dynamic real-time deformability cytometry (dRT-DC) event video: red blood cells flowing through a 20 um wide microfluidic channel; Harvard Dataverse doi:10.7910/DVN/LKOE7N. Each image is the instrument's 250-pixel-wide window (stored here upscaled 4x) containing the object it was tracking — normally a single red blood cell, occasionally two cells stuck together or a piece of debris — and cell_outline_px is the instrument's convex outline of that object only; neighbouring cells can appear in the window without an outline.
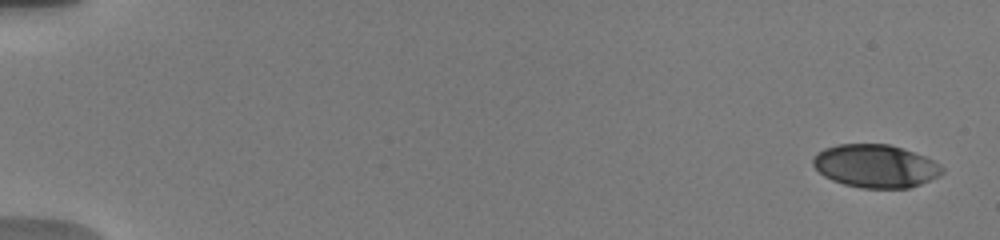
{"species": "human", "species_latin": "Homo sapiens", "temperature_condition": "warm", "stored_images_in_passage": 6, "camera_frame_rate_fps": 3000, "um_per_image_px": 0.085, "donor": {"sex": "male"}, "frame": {"image": 1, "passage_image": 1, "time_ms": 0.0, "image_size_px": [1000, 240], "cell_outline_px": [[944, 172], [920, 184], [908, 188], [860, 188], [844, 184], [832, 180], [824, 176], [812, 164], [812, 160], [816, 152], [824, 148], [840, 144], [888, 144], [924, 156], [940, 164], [944, 168]], "centroid_in_image_um": [74.38, 14.11], "position_along_channel_um": 10.6, "area_um2": 32.19}}
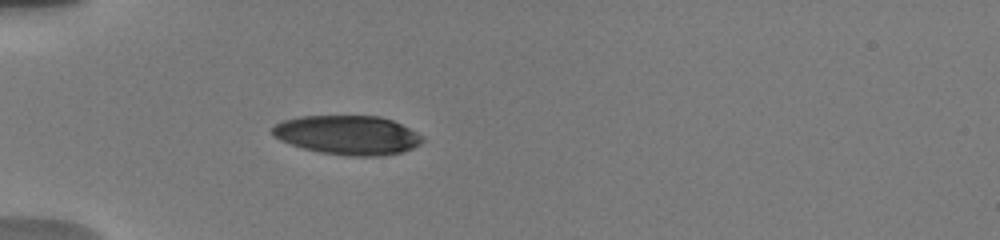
{"frame": {"image": 2, "passage_image": 6, "time_ms": 5.333, "image_size_px": [1000, 240], "cell_outline_px": [[424, 140], [420, 144], [412, 148], [400, 152], [376, 156], [352, 156], [320, 152], [304, 148], [280, 140], [272, 132], [272, 128], [280, 120], [300, 116], [380, 116], [392, 120], [424, 136]], "centroid_in_image_um": [29.55, 11.47], "position_along_channel_um": 55.4, "area_um2": 33.99}}